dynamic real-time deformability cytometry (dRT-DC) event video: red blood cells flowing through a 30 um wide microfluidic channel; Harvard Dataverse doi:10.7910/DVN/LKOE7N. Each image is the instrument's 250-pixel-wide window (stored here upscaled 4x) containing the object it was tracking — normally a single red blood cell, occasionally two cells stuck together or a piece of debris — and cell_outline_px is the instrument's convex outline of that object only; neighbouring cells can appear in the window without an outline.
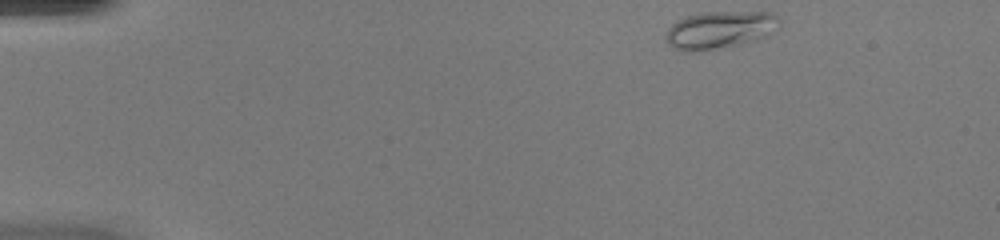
{"species": "common noctule bat (a hibernating species)", "species_latin": "Nyctalus noctula", "temperature_condition": "warm", "stored_images_in_passage": 42, "camera_frame_rate_fps": 3000, "um_per_image_px": 0.085, "animal": {"sex": "female", "body_mass_g": 20.0, "forearm_length_mm": 54.0}, "frame": {"image": 1, "passage_image": 1, "time_ms": 0.0, "image_size_px": [1000, 240], "cell_outline_px": [[780, 20], [768, 36], [740, 44], [716, 48], [676, 48], [668, 44], [664, 36], [668, 28], [676, 20], [700, 12], [772, 12]], "centroid_in_image_um": [61.19, 2.48], "position_along_channel_um": 23.8, "area_um2": 23.93}}
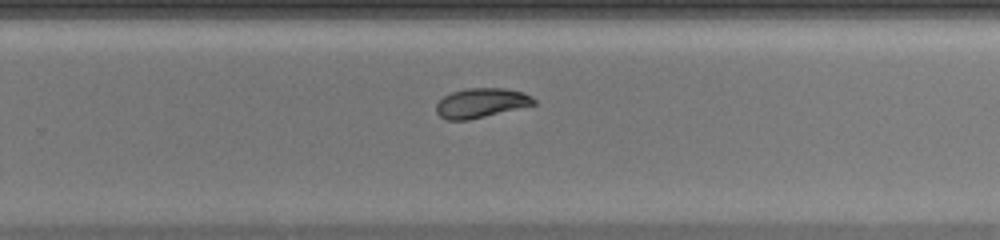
{"frame": {"image": 2, "passage_image": 26, "time_ms": 8.333, "image_size_px": [1000, 240], "cell_outline_px": [[536, 104], [468, 120], [448, 120], [440, 116], [436, 112], [436, 104], [444, 96], [452, 92], [468, 88], [504, 88], [524, 92], [532, 96], [536, 100]], "centroid_in_image_um": [40.91, 8.74], "position_along_channel_um": 288.9, "area_um2": 16.7}}
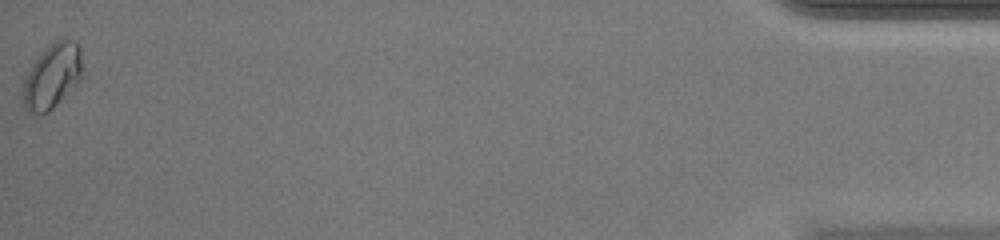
{"frame": {"image": 3, "passage_image": 42, "time_ms": 13.667, "image_size_px": [1000, 240], "cell_outline_px": [[84, 76], [48, 112], [32, 112], [24, 108], [24, 80], [32, 64], [56, 40], [64, 36], [76, 40], [80, 48]], "centroid_in_image_um": [4.51, 6.41], "position_along_channel_um": 430.7, "area_um2": 22.02}}